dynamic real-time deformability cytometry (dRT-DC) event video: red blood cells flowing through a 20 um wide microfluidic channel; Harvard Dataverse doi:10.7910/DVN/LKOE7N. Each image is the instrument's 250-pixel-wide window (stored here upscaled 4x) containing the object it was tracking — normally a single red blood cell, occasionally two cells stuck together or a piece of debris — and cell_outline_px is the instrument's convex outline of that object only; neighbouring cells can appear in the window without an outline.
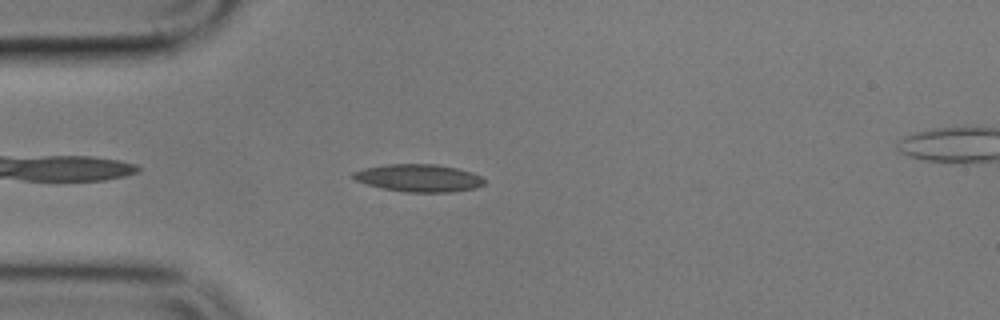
{"species": "common noctule bat (a hibernating species)", "species_latin": "Nyctalus noctula", "temperature_condition": "cold", "stored_images_in_passage": 2, "camera_frame_rate_fps": 3000, "um_per_image_px": 0.085, "animal": {"sex": "male", "body_mass_g": 17.9}, "frame": {"image": 1, "passage_image": 1, "time_ms": 0.0, "image_size_px": [1000, 320], "cell_outline_px": [[488, 180], [484, 184], [476, 188], [452, 192], [404, 192], [384, 188], [368, 184], [356, 180], [352, 176], [352, 172], [364, 168], [384, 164], [436, 164], [456, 168], [472, 172]], "centroid_in_image_um": [35.63, 15.13], "position_along_channel_um": 49.4, "area_um2": 21.1}}